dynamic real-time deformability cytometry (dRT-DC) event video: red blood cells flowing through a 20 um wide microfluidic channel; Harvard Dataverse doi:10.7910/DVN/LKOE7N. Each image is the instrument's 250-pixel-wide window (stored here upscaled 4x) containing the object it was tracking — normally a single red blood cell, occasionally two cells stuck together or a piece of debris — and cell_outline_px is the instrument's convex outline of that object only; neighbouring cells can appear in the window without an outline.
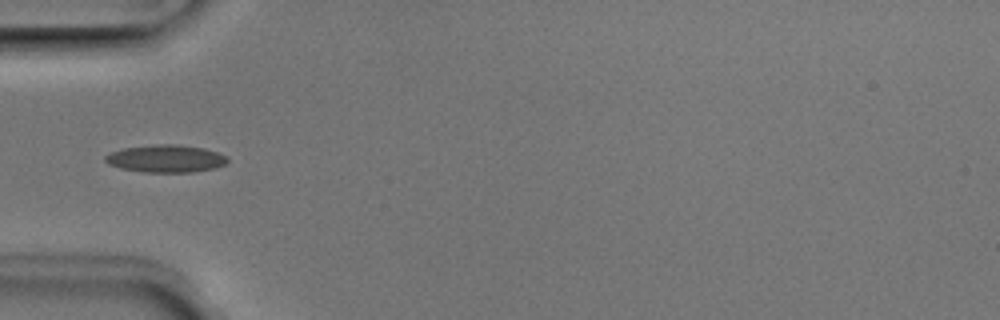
{"species": "Egyptian fruit bat (a non-hibernating species)", "species_latin": "Rousettus aegyptiacus", "temperature_condition": "room temperature", "stored_images_in_passage": 36, "camera_frame_rate_fps": 3000, "um_per_image_px": 0.085, "animal": {"sex": "male"}, "frame": {"image": 1, "passage_image": 1, "time_ms": 0.0, "image_size_px": [1000, 320], "cell_outline_px": [[228, 160], [224, 164], [216, 168], [192, 172], [144, 172], [120, 168], [108, 164], [104, 160], [104, 156], [112, 152], [124, 148], [156, 144], [176, 144], [204, 148], [228, 156]], "centroid_in_image_um": [14.1, 13.48], "position_along_channel_um": 70.9, "area_um2": 19.59}}
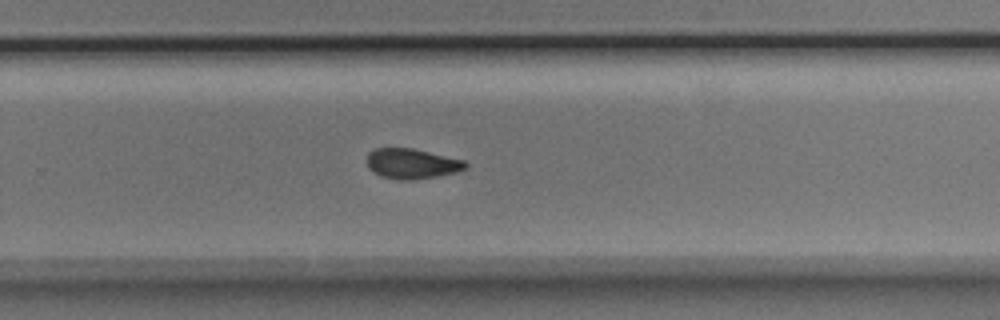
{"frame": {"image": 2, "passage_image": 18, "time_ms": 5.667, "image_size_px": [1000, 320], "cell_outline_px": [[468, 168], [456, 172], [436, 176], [412, 180], [396, 180], [380, 176], [368, 168], [368, 152], [376, 148], [412, 148], [464, 160], [468, 164]], "centroid_in_image_um": [35.01, 13.92], "position_along_channel_um": 294.8, "area_um2": 17.34}}
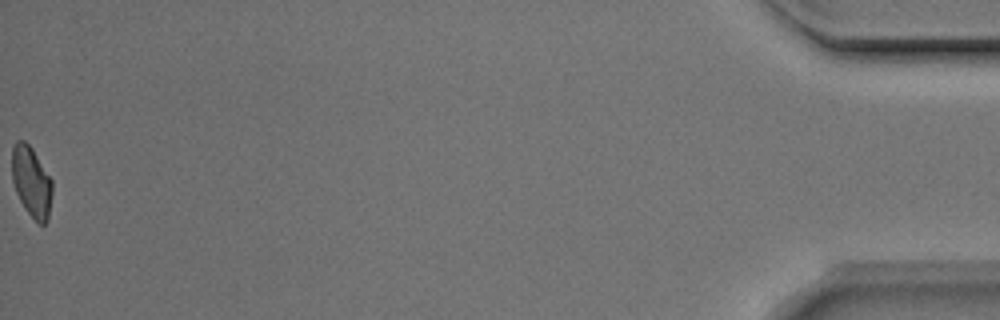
{"frame": {"image": 3, "passage_image": 36, "time_ms": 11.667, "image_size_px": [1000, 320], "cell_outline_px": [[52, 192], [48, 220], [44, 224], [40, 224], [24, 208], [16, 192], [12, 180], [12, 148], [16, 140], [24, 140], [32, 148], [52, 180]], "centroid_in_image_um": [2.67, 15.43], "position_along_channel_um": 432.5, "area_um2": 16.47}, "authors_computed_cell_mechanics": {"area_um2": 17.3978, "velocity_mm_per_s": 3.9569, "shape_relaxation_time_tau1_ms": 4.3312, "shape_relaxation_time_tau2_ms": 3.6252, "deformation_change_tau1": 0.1146, "deformation_change_tau2": 0.0906}}